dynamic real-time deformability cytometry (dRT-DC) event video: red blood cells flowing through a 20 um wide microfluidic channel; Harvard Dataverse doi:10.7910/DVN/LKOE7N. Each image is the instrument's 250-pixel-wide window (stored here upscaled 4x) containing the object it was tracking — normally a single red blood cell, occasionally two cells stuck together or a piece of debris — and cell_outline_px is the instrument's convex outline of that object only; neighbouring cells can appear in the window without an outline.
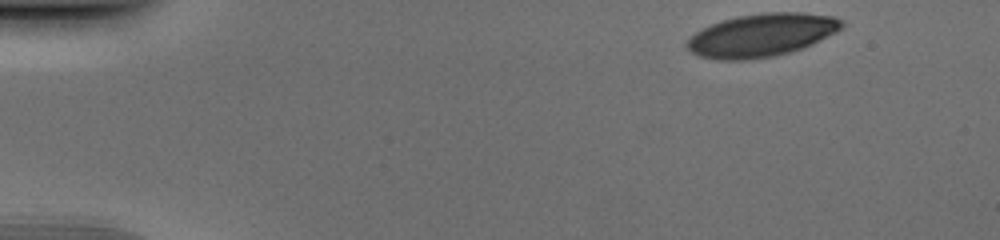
{"species": "human", "species_latin": "Homo sapiens", "temperature_condition": "cold", "stored_images_in_passage": 46, "camera_frame_rate_fps": 3000, "um_per_image_px": 0.085, "donor": {"sex": "male"}, "frame": {"image": 1, "passage_image": 1, "time_ms": 0.0, "image_size_px": [1000, 240], "cell_outline_px": [[844, 24], [836, 32], [812, 44], [788, 52], [772, 56], [744, 60], [716, 60], [700, 56], [692, 52], [684, 44], [696, 32], [712, 24], [724, 20], [740, 16], [768, 12], [800, 12], [832, 16], [844, 20]], "centroid_in_image_um": [64.74, 2.99], "position_along_channel_um": 20.3, "area_um2": 38.32}}
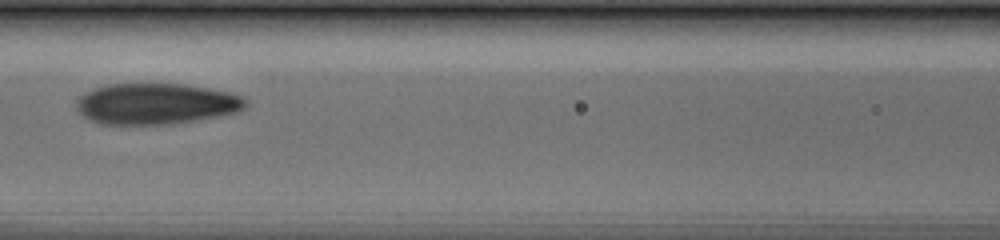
{"frame": {"image": 2, "passage_image": 19, "time_ms": 6.0, "image_size_px": [1000, 240], "cell_outline_px": [[248, 104], [244, 108], [236, 112], [196, 120], [168, 124], [100, 124], [88, 120], [76, 108], [76, 100], [84, 92], [92, 88], [108, 84], [184, 84], [228, 92], [244, 96], [248, 100]], "centroid_in_image_um": [13.24, 8.82], "position_along_channel_um": 153.4, "area_um2": 40.52}}
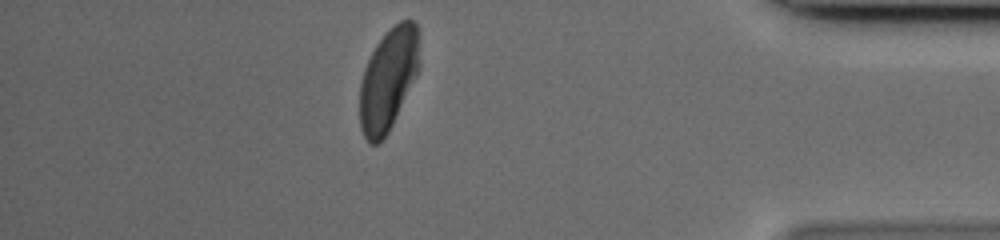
{"frame": {"image": 3, "passage_image": 40, "time_ms": 13.0, "image_size_px": [1000, 240], "cell_outline_px": [[420, 68], [388, 132], [380, 144], [368, 144], [360, 128], [360, 80], [364, 68], [376, 44], [400, 20], [412, 20], [416, 24], [420, 60]], "centroid_in_image_um": [32.99, 6.78], "position_along_channel_um": 402.2, "area_um2": 35.32}}